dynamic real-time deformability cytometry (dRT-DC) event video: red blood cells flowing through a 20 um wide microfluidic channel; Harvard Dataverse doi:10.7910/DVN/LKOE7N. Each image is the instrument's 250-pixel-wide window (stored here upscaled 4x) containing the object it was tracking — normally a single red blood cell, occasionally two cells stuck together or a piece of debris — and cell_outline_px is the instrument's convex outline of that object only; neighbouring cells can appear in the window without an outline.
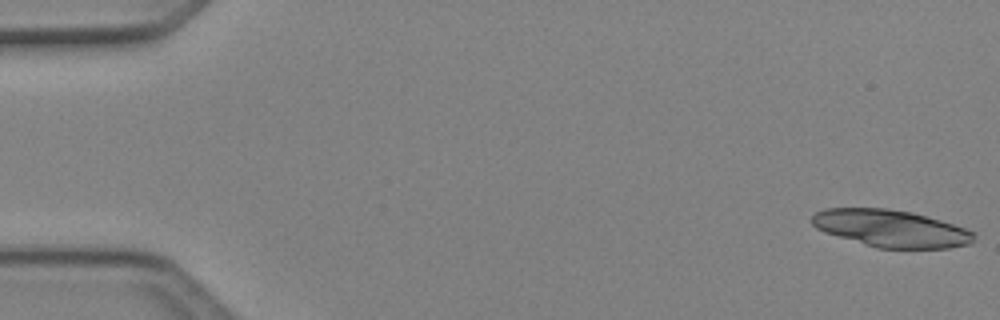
{"species": "Egyptian fruit bat (a non-hibernating species)", "species_latin": "Rousettus aegyptiacus", "temperature_condition": "cold", "stored_images_in_passage": 49, "camera_frame_rate_fps": 3000, "um_per_image_px": 0.085, "animal": {"sex": "female"}, "frame": {"image": 1, "passage_image": 1, "time_ms": 0.0, "image_size_px": [1000, 320], "cell_outline_px": [[976, 232], [972, 240], [968, 244], [948, 248], [876, 248], [824, 232], [816, 228], [812, 224], [812, 216], [816, 212], [824, 208], [888, 208], [912, 212], [940, 220]], "centroid_in_image_um": [75.7, 19.41], "position_along_channel_um": 9.3, "area_um2": 34.97}}
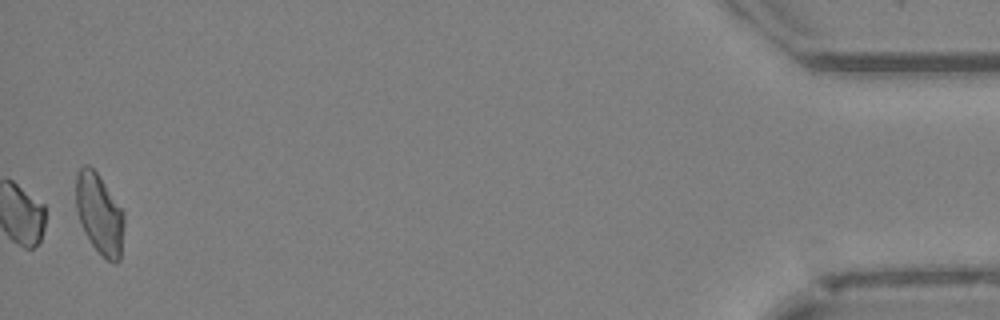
{"frame": {"image": 2, "passage_image": 49, "time_ms": 16.0, "image_size_px": [1000, 320], "cell_outline_px": [[124, 224], [120, 260], [116, 264], [108, 260], [92, 244], [84, 232], [76, 212], [76, 172], [84, 164], [88, 164], [96, 172], [124, 212]], "centroid_in_image_um": [8.44, 18.18], "position_along_channel_um": 426.8, "area_um2": 22.43}}